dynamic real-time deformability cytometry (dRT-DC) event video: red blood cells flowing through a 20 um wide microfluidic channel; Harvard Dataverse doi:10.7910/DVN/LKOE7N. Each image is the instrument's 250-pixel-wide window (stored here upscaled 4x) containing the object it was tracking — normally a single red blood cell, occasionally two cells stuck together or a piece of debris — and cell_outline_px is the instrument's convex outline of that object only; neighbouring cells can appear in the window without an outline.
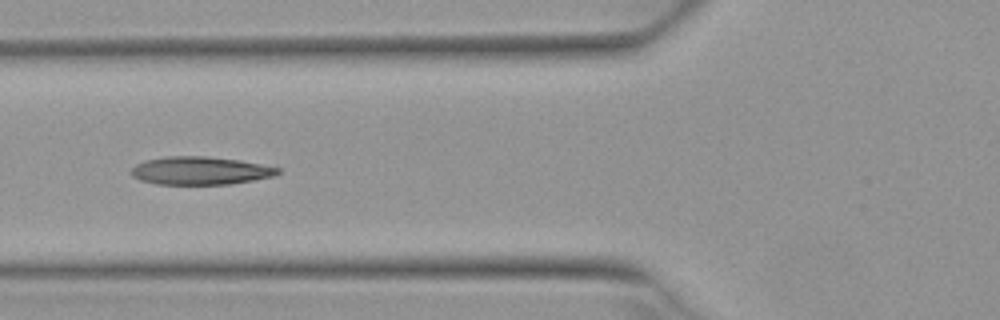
{"species": "Egyptian fruit bat (a non-hibernating species)", "species_latin": "Rousettus aegyptiacus", "temperature_condition": "warm", "stored_images_in_passage": 5, "camera_frame_rate_fps": 3000, "um_per_image_px": 0.085, "animal": {"sex": "female"}, "frame": {"image": 1, "passage_image": 5, "time_ms": 1.333, "image_size_px": [1000, 320], "cell_outline_px": [[280, 172], [276, 176], [232, 184], [156, 184], [140, 180], [132, 176], [132, 168], [136, 164], [144, 160], [168, 156], [208, 156], [240, 160], [280, 168]], "centroid_in_image_um": [17.04, 14.5], "position_along_channel_um": 108.8, "area_um2": 24.04}}